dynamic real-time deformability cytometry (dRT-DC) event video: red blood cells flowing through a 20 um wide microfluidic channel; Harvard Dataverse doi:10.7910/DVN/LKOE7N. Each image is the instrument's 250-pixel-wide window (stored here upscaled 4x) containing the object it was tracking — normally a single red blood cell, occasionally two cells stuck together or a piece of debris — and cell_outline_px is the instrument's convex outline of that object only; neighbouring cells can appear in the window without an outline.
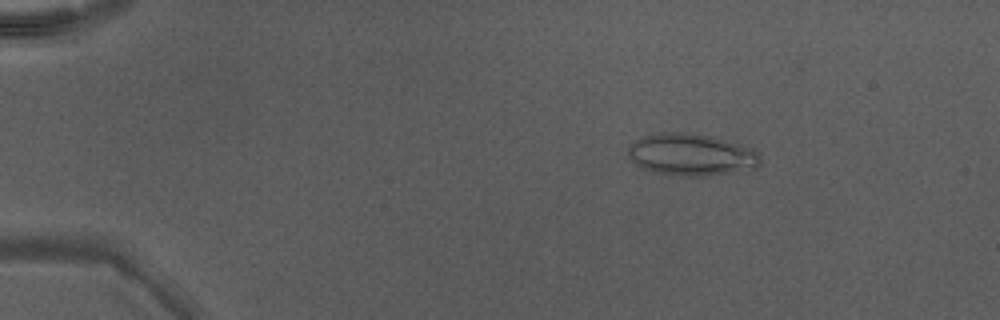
{"species": "Egyptian fruit bat (a non-hibernating species)", "species_latin": "Rousettus aegyptiacus", "temperature_condition": "warm", "stored_images_in_passage": 50, "camera_frame_rate_fps": 3000, "um_per_image_px": 0.085, "animal": {"sex": "male"}, "frame": {"image": 1, "passage_image": 9, "time_ms": 2.667, "image_size_px": [1000, 320], "cell_outline_px": [[760, 164], [752, 168], [728, 172], [700, 176], [684, 176], [656, 172], [644, 168], [636, 164], [628, 156], [628, 144], [644, 136], [664, 132], [688, 132], [712, 136], [756, 148], [760, 152]], "centroid_in_image_um": [58.77, 13.12], "position_along_channel_um": 26.2, "area_um2": 32.25}}
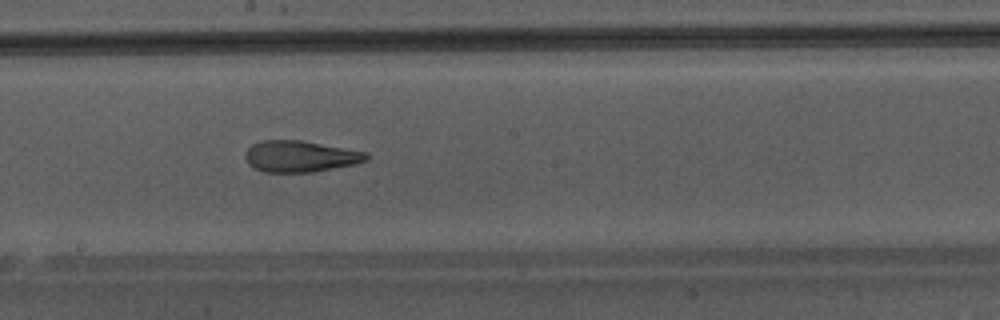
{"frame": {"image": 2, "passage_image": 29, "time_ms": 9.333, "image_size_px": [1000, 320], "cell_outline_px": [[368, 160], [356, 164], [316, 172], [264, 172], [248, 164], [244, 156], [248, 148], [252, 144], [264, 140], [300, 140], [368, 152]], "centroid_in_image_um": [25.54, 13.29], "position_along_channel_um": 222.7, "area_um2": 22.2}}
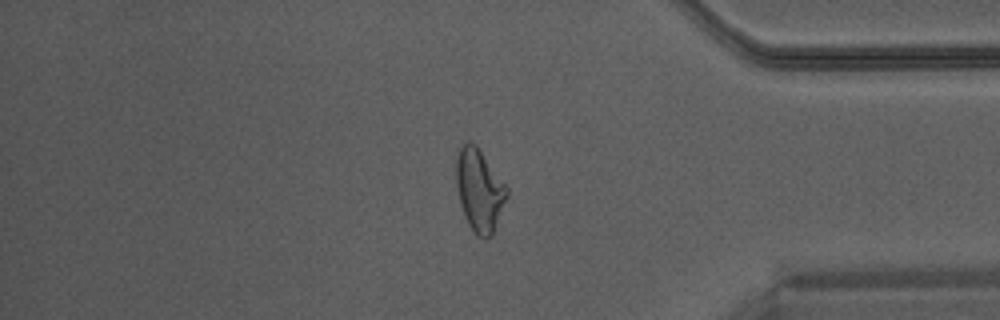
{"frame": {"image": 3, "passage_image": 42, "time_ms": 13.667, "image_size_px": [1000, 320], "cell_outline_px": [[508, 196], [492, 236], [480, 236], [472, 232], [468, 224], [460, 200], [456, 184], [456, 156], [460, 148], [468, 140], [476, 144], [508, 188]], "centroid_in_image_um": [40.75, 16.14], "position_along_channel_um": 394.4, "area_um2": 24.04}}